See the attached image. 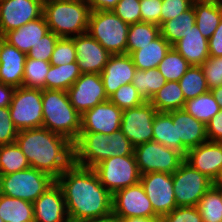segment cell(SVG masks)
<instances>
[{"label": "cell", "mask_w": 222, "mask_h": 222, "mask_svg": "<svg viewBox=\"0 0 222 222\" xmlns=\"http://www.w3.org/2000/svg\"><path fill=\"white\" fill-rule=\"evenodd\" d=\"M60 186L70 222L112 214V194L92 168L72 164L55 180Z\"/></svg>", "instance_id": "6da1fadb"}, {"label": "cell", "mask_w": 222, "mask_h": 222, "mask_svg": "<svg viewBox=\"0 0 222 222\" xmlns=\"http://www.w3.org/2000/svg\"><path fill=\"white\" fill-rule=\"evenodd\" d=\"M16 143L32 168L49 174L55 180L74 163L73 143L47 128L20 130Z\"/></svg>", "instance_id": "7a4b0ae2"}, {"label": "cell", "mask_w": 222, "mask_h": 222, "mask_svg": "<svg viewBox=\"0 0 222 222\" xmlns=\"http://www.w3.org/2000/svg\"><path fill=\"white\" fill-rule=\"evenodd\" d=\"M73 149L74 164L84 168H93L110 157L134 155V146L121 130L109 135L80 132Z\"/></svg>", "instance_id": "3957f363"}, {"label": "cell", "mask_w": 222, "mask_h": 222, "mask_svg": "<svg viewBox=\"0 0 222 222\" xmlns=\"http://www.w3.org/2000/svg\"><path fill=\"white\" fill-rule=\"evenodd\" d=\"M91 10L86 0H49L43 4V16L60 38H73L87 33Z\"/></svg>", "instance_id": "277c9868"}, {"label": "cell", "mask_w": 222, "mask_h": 222, "mask_svg": "<svg viewBox=\"0 0 222 222\" xmlns=\"http://www.w3.org/2000/svg\"><path fill=\"white\" fill-rule=\"evenodd\" d=\"M43 124L74 143L81 130V114L70 103L67 91L42 89Z\"/></svg>", "instance_id": "5b68a950"}, {"label": "cell", "mask_w": 222, "mask_h": 222, "mask_svg": "<svg viewBox=\"0 0 222 222\" xmlns=\"http://www.w3.org/2000/svg\"><path fill=\"white\" fill-rule=\"evenodd\" d=\"M129 26L112 10L91 11L87 33L111 55L126 54Z\"/></svg>", "instance_id": "8992f818"}, {"label": "cell", "mask_w": 222, "mask_h": 222, "mask_svg": "<svg viewBox=\"0 0 222 222\" xmlns=\"http://www.w3.org/2000/svg\"><path fill=\"white\" fill-rule=\"evenodd\" d=\"M55 182L49 174L28 168L8 175H0V194L33 203Z\"/></svg>", "instance_id": "52a82bcc"}, {"label": "cell", "mask_w": 222, "mask_h": 222, "mask_svg": "<svg viewBox=\"0 0 222 222\" xmlns=\"http://www.w3.org/2000/svg\"><path fill=\"white\" fill-rule=\"evenodd\" d=\"M100 183L113 194L140 182L141 174L135 155L110 157L92 168Z\"/></svg>", "instance_id": "ba28073f"}, {"label": "cell", "mask_w": 222, "mask_h": 222, "mask_svg": "<svg viewBox=\"0 0 222 222\" xmlns=\"http://www.w3.org/2000/svg\"><path fill=\"white\" fill-rule=\"evenodd\" d=\"M134 155L141 175L151 172L173 174L185 161L181 152L155 141L137 145Z\"/></svg>", "instance_id": "9c48e42d"}, {"label": "cell", "mask_w": 222, "mask_h": 222, "mask_svg": "<svg viewBox=\"0 0 222 222\" xmlns=\"http://www.w3.org/2000/svg\"><path fill=\"white\" fill-rule=\"evenodd\" d=\"M9 111L18 131L42 127V89L23 86L16 88Z\"/></svg>", "instance_id": "30bf717a"}, {"label": "cell", "mask_w": 222, "mask_h": 222, "mask_svg": "<svg viewBox=\"0 0 222 222\" xmlns=\"http://www.w3.org/2000/svg\"><path fill=\"white\" fill-rule=\"evenodd\" d=\"M172 179L177 207L197 206L202 196L214 184L186 161L172 174Z\"/></svg>", "instance_id": "8fae6325"}, {"label": "cell", "mask_w": 222, "mask_h": 222, "mask_svg": "<svg viewBox=\"0 0 222 222\" xmlns=\"http://www.w3.org/2000/svg\"><path fill=\"white\" fill-rule=\"evenodd\" d=\"M112 213L119 222L130 217L160 220L140 182L112 194Z\"/></svg>", "instance_id": "7c38bea8"}, {"label": "cell", "mask_w": 222, "mask_h": 222, "mask_svg": "<svg viewBox=\"0 0 222 222\" xmlns=\"http://www.w3.org/2000/svg\"><path fill=\"white\" fill-rule=\"evenodd\" d=\"M156 113L157 110L149 101L123 110L120 130L134 147L153 141V121Z\"/></svg>", "instance_id": "4fadbf2b"}, {"label": "cell", "mask_w": 222, "mask_h": 222, "mask_svg": "<svg viewBox=\"0 0 222 222\" xmlns=\"http://www.w3.org/2000/svg\"><path fill=\"white\" fill-rule=\"evenodd\" d=\"M140 183L152 203L154 213L160 219L177 207L172 174L162 172L147 173L141 175Z\"/></svg>", "instance_id": "5bb4252c"}, {"label": "cell", "mask_w": 222, "mask_h": 222, "mask_svg": "<svg viewBox=\"0 0 222 222\" xmlns=\"http://www.w3.org/2000/svg\"><path fill=\"white\" fill-rule=\"evenodd\" d=\"M41 0H0V37L43 16Z\"/></svg>", "instance_id": "9a60e30c"}, {"label": "cell", "mask_w": 222, "mask_h": 222, "mask_svg": "<svg viewBox=\"0 0 222 222\" xmlns=\"http://www.w3.org/2000/svg\"><path fill=\"white\" fill-rule=\"evenodd\" d=\"M67 93L70 103L81 115L97 104L109 100L100 74H81Z\"/></svg>", "instance_id": "2e32d148"}, {"label": "cell", "mask_w": 222, "mask_h": 222, "mask_svg": "<svg viewBox=\"0 0 222 222\" xmlns=\"http://www.w3.org/2000/svg\"><path fill=\"white\" fill-rule=\"evenodd\" d=\"M123 110L110 100L97 104L81 115L80 132H96L105 135L119 131Z\"/></svg>", "instance_id": "e0dca14e"}, {"label": "cell", "mask_w": 222, "mask_h": 222, "mask_svg": "<svg viewBox=\"0 0 222 222\" xmlns=\"http://www.w3.org/2000/svg\"><path fill=\"white\" fill-rule=\"evenodd\" d=\"M77 64L81 74H100L111 54L88 33L74 37Z\"/></svg>", "instance_id": "ac0fdd59"}, {"label": "cell", "mask_w": 222, "mask_h": 222, "mask_svg": "<svg viewBox=\"0 0 222 222\" xmlns=\"http://www.w3.org/2000/svg\"><path fill=\"white\" fill-rule=\"evenodd\" d=\"M185 161L214 182L222 169V142L207 140L189 149Z\"/></svg>", "instance_id": "d6986e66"}, {"label": "cell", "mask_w": 222, "mask_h": 222, "mask_svg": "<svg viewBox=\"0 0 222 222\" xmlns=\"http://www.w3.org/2000/svg\"><path fill=\"white\" fill-rule=\"evenodd\" d=\"M34 222H70L60 186L55 181L33 202Z\"/></svg>", "instance_id": "ffe728a7"}, {"label": "cell", "mask_w": 222, "mask_h": 222, "mask_svg": "<svg viewBox=\"0 0 222 222\" xmlns=\"http://www.w3.org/2000/svg\"><path fill=\"white\" fill-rule=\"evenodd\" d=\"M136 69L129 54L111 55L100 73L107 97L120 86L132 83Z\"/></svg>", "instance_id": "44dd1931"}, {"label": "cell", "mask_w": 222, "mask_h": 222, "mask_svg": "<svg viewBox=\"0 0 222 222\" xmlns=\"http://www.w3.org/2000/svg\"><path fill=\"white\" fill-rule=\"evenodd\" d=\"M173 124H176L177 140H181V153L186 156L187 151L206 142V125L196 120L184 108L172 111Z\"/></svg>", "instance_id": "7402d4cb"}, {"label": "cell", "mask_w": 222, "mask_h": 222, "mask_svg": "<svg viewBox=\"0 0 222 222\" xmlns=\"http://www.w3.org/2000/svg\"><path fill=\"white\" fill-rule=\"evenodd\" d=\"M26 58V53L0 37V82L21 87Z\"/></svg>", "instance_id": "603a6c76"}, {"label": "cell", "mask_w": 222, "mask_h": 222, "mask_svg": "<svg viewBox=\"0 0 222 222\" xmlns=\"http://www.w3.org/2000/svg\"><path fill=\"white\" fill-rule=\"evenodd\" d=\"M49 32L45 17L28 22L23 26L5 33L2 38L21 52L28 53L40 39Z\"/></svg>", "instance_id": "cb8c5ba5"}, {"label": "cell", "mask_w": 222, "mask_h": 222, "mask_svg": "<svg viewBox=\"0 0 222 222\" xmlns=\"http://www.w3.org/2000/svg\"><path fill=\"white\" fill-rule=\"evenodd\" d=\"M184 59L190 64L201 66L209 57L208 39L205 38L196 24L191 30L180 40L172 45Z\"/></svg>", "instance_id": "d4e9b609"}, {"label": "cell", "mask_w": 222, "mask_h": 222, "mask_svg": "<svg viewBox=\"0 0 222 222\" xmlns=\"http://www.w3.org/2000/svg\"><path fill=\"white\" fill-rule=\"evenodd\" d=\"M171 47L172 45L160 35L141 49L133 51L130 56L138 70H148L157 68Z\"/></svg>", "instance_id": "484cf974"}, {"label": "cell", "mask_w": 222, "mask_h": 222, "mask_svg": "<svg viewBox=\"0 0 222 222\" xmlns=\"http://www.w3.org/2000/svg\"><path fill=\"white\" fill-rule=\"evenodd\" d=\"M195 24L201 34L209 39L222 19V4L193 1Z\"/></svg>", "instance_id": "4316f807"}, {"label": "cell", "mask_w": 222, "mask_h": 222, "mask_svg": "<svg viewBox=\"0 0 222 222\" xmlns=\"http://www.w3.org/2000/svg\"><path fill=\"white\" fill-rule=\"evenodd\" d=\"M157 112H170L183 109L185 98L178 81H167L149 100Z\"/></svg>", "instance_id": "83f0119b"}, {"label": "cell", "mask_w": 222, "mask_h": 222, "mask_svg": "<svg viewBox=\"0 0 222 222\" xmlns=\"http://www.w3.org/2000/svg\"><path fill=\"white\" fill-rule=\"evenodd\" d=\"M33 203L0 194V217L4 222H34Z\"/></svg>", "instance_id": "f1b7e54d"}, {"label": "cell", "mask_w": 222, "mask_h": 222, "mask_svg": "<svg viewBox=\"0 0 222 222\" xmlns=\"http://www.w3.org/2000/svg\"><path fill=\"white\" fill-rule=\"evenodd\" d=\"M153 141L181 152V140H177L176 124L172 111L157 112L153 121Z\"/></svg>", "instance_id": "f546056e"}, {"label": "cell", "mask_w": 222, "mask_h": 222, "mask_svg": "<svg viewBox=\"0 0 222 222\" xmlns=\"http://www.w3.org/2000/svg\"><path fill=\"white\" fill-rule=\"evenodd\" d=\"M76 62L64 65H51L45 78V89L67 91L80 77Z\"/></svg>", "instance_id": "4dcf8cb0"}, {"label": "cell", "mask_w": 222, "mask_h": 222, "mask_svg": "<svg viewBox=\"0 0 222 222\" xmlns=\"http://www.w3.org/2000/svg\"><path fill=\"white\" fill-rule=\"evenodd\" d=\"M195 25V12L193 5L179 16L165 21L160 25L161 35L173 45L183 38Z\"/></svg>", "instance_id": "1f68e13d"}, {"label": "cell", "mask_w": 222, "mask_h": 222, "mask_svg": "<svg viewBox=\"0 0 222 222\" xmlns=\"http://www.w3.org/2000/svg\"><path fill=\"white\" fill-rule=\"evenodd\" d=\"M160 35L159 25L147 22L131 24L127 35L126 54L130 55L133 51L141 49Z\"/></svg>", "instance_id": "d6a6232c"}, {"label": "cell", "mask_w": 222, "mask_h": 222, "mask_svg": "<svg viewBox=\"0 0 222 222\" xmlns=\"http://www.w3.org/2000/svg\"><path fill=\"white\" fill-rule=\"evenodd\" d=\"M166 82L165 77L157 68H151L148 70L136 69L132 84L143 99L149 101Z\"/></svg>", "instance_id": "836d02e7"}, {"label": "cell", "mask_w": 222, "mask_h": 222, "mask_svg": "<svg viewBox=\"0 0 222 222\" xmlns=\"http://www.w3.org/2000/svg\"><path fill=\"white\" fill-rule=\"evenodd\" d=\"M184 110L206 125L221 109L211 91H208L205 94L186 100Z\"/></svg>", "instance_id": "e575fe53"}, {"label": "cell", "mask_w": 222, "mask_h": 222, "mask_svg": "<svg viewBox=\"0 0 222 222\" xmlns=\"http://www.w3.org/2000/svg\"><path fill=\"white\" fill-rule=\"evenodd\" d=\"M30 167L16 142L0 146V175H8Z\"/></svg>", "instance_id": "d590c367"}, {"label": "cell", "mask_w": 222, "mask_h": 222, "mask_svg": "<svg viewBox=\"0 0 222 222\" xmlns=\"http://www.w3.org/2000/svg\"><path fill=\"white\" fill-rule=\"evenodd\" d=\"M203 222H222V189L214 184L197 204Z\"/></svg>", "instance_id": "8d00e7d4"}, {"label": "cell", "mask_w": 222, "mask_h": 222, "mask_svg": "<svg viewBox=\"0 0 222 222\" xmlns=\"http://www.w3.org/2000/svg\"><path fill=\"white\" fill-rule=\"evenodd\" d=\"M178 82L185 100L195 98L210 91L201 66L191 65Z\"/></svg>", "instance_id": "74e56055"}, {"label": "cell", "mask_w": 222, "mask_h": 222, "mask_svg": "<svg viewBox=\"0 0 222 222\" xmlns=\"http://www.w3.org/2000/svg\"><path fill=\"white\" fill-rule=\"evenodd\" d=\"M191 65L173 47L166 53L157 69L163 74L166 81H179Z\"/></svg>", "instance_id": "f35d334b"}, {"label": "cell", "mask_w": 222, "mask_h": 222, "mask_svg": "<svg viewBox=\"0 0 222 222\" xmlns=\"http://www.w3.org/2000/svg\"><path fill=\"white\" fill-rule=\"evenodd\" d=\"M50 66V61L26 58L22 86L45 89V78Z\"/></svg>", "instance_id": "ab89813d"}, {"label": "cell", "mask_w": 222, "mask_h": 222, "mask_svg": "<svg viewBox=\"0 0 222 222\" xmlns=\"http://www.w3.org/2000/svg\"><path fill=\"white\" fill-rule=\"evenodd\" d=\"M109 100L121 110L137 107L145 102L132 83L120 86Z\"/></svg>", "instance_id": "60d3db41"}, {"label": "cell", "mask_w": 222, "mask_h": 222, "mask_svg": "<svg viewBox=\"0 0 222 222\" xmlns=\"http://www.w3.org/2000/svg\"><path fill=\"white\" fill-rule=\"evenodd\" d=\"M76 50L73 38H59L55 44L50 64L64 65L71 62H76Z\"/></svg>", "instance_id": "b9f144b4"}, {"label": "cell", "mask_w": 222, "mask_h": 222, "mask_svg": "<svg viewBox=\"0 0 222 222\" xmlns=\"http://www.w3.org/2000/svg\"><path fill=\"white\" fill-rule=\"evenodd\" d=\"M60 37L52 31L46 33L27 53V58L50 61L56 42Z\"/></svg>", "instance_id": "7bdbcfd3"}, {"label": "cell", "mask_w": 222, "mask_h": 222, "mask_svg": "<svg viewBox=\"0 0 222 222\" xmlns=\"http://www.w3.org/2000/svg\"><path fill=\"white\" fill-rule=\"evenodd\" d=\"M209 90L222 85V56H209L201 65Z\"/></svg>", "instance_id": "ee69618b"}, {"label": "cell", "mask_w": 222, "mask_h": 222, "mask_svg": "<svg viewBox=\"0 0 222 222\" xmlns=\"http://www.w3.org/2000/svg\"><path fill=\"white\" fill-rule=\"evenodd\" d=\"M112 11L129 25L141 22L140 0H120Z\"/></svg>", "instance_id": "f6af8a7d"}, {"label": "cell", "mask_w": 222, "mask_h": 222, "mask_svg": "<svg viewBox=\"0 0 222 222\" xmlns=\"http://www.w3.org/2000/svg\"><path fill=\"white\" fill-rule=\"evenodd\" d=\"M18 132L10 117L9 107H0V146L15 143Z\"/></svg>", "instance_id": "bcb514c9"}, {"label": "cell", "mask_w": 222, "mask_h": 222, "mask_svg": "<svg viewBox=\"0 0 222 222\" xmlns=\"http://www.w3.org/2000/svg\"><path fill=\"white\" fill-rule=\"evenodd\" d=\"M160 222H203L197 206L176 207L160 219Z\"/></svg>", "instance_id": "7dc6e473"}, {"label": "cell", "mask_w": 222, "mask_h": 222, "mask_svg": "<svg viewBox=\"0 0 222 222\" xmlns=\"http://www.w3.org/2000/svg\"><path fill=\"white\" fill-rule=\"evenodd\" d=\"M194 0H162L160 25L188 10Z\"/></svg>", "instance_id": "c3c4849f"}, {"label": "cell", "mask_w": 222, "mask_h": 222, "mask_svg": "<svg viewBox=\"0 0 222 222\" xmlns=\"http://www.w3.org/2000/svg\"><path fill=\"white\" fill-rule=\"evenodd\" d=\"M162 0H140L141 22L160 26Z\"/></svg>", "instance_id": "681fc988"}, {"label": "cell", "mask_w": 222, "mask_h": 222, "mask_svg": "<svg viewBox=\"0 0 222 222\" xmlns=\"http://www.w3.org/2000/svg\"><path fill=\"white\" fill-rule=\"evenodd\" d=\"M208 141L222 142V109L206 124Z\"/></svg>", "instance_id": "f907efd6"}, {"label": "cell", "mask_w": 222, "mask_h": 222, "mask_svg": "<svg viewBox=\"0 0 222 222\" xmlns=\"http://www.w3.org/2000/svg\"><path fill=\"white\" fill-rule=\"evenodd\" d=\"M209 56H222V19L214 31L213 35L208 39Z\"/></svg>", "instance_id": "816d5d0a"}, {"label": "cell", "mask_w": 222, "mask_h": 222, "mask_svg": "<svg viewBox=\"0 0 222 222\" xmlns=\"http://www.w3.org/2000/svg\"><path fill=\"white\" fill-rule=\"evenodd\" d=\"M120 0H86L91 11L113 10Z\"/></svg>", "instance_id": "f5cc1de1"}, {"label": "cell", "mask_w": 222, "mask_h": 222, "mask_svg": "<svg viewBox=\"0 0 222 222\" xmlns=\"http://www.w3.org/2000/svg\"><path fill=\"white\" fill-rule=\"evenodd\" d=\"M15 87L0 82V107H9Z\"/></svg>", "instance_id": "db71d44e"}, {"label": "cell", "mask_w": 222, "mask_h": 222, "mask_svg": "<svg viewBox=\"0 0 222 222\" xmlns=\"http://www.w3.org/2000/svg\"><path fill=\"white\" fill-rule=\"evenodd\" d=\"M78 222H119L118 218L112 213L103 218L86 219Z\"/></svg>", "instance_id": "11a10c76"}, {"label": "cell", "mask_w": 222, "mask_h": 222, "mask_svg": "<svg viewBox=\"0 0 222 222\" xmlns=\"http://www.w3.org/2000/svg\"><path fill=\"white\" fill-rule=\"evenodd\" d=\"M211 93L213 94L215 100L217 101V103L220 106V109H222V85L219 87H216L212 90H210Z\"/></svg>", "instance_id": "9f6ffc18"}, {"label": "cell", "mask_w": 222, "mask_h": 222, "mask_svg": "<svg viewBox=\"0 0 222 222\" xmlns=\"http://www.w3.org/2000/svg\"><path fill=\"white\" fill-rule=\"evenodd\" d=\"M120 222H160V220L142 218V217H130L127 219H123Z\"/></svg>", "instance_id": "6f0895ef"}, {"label": "cell", "mask_w": 222, "mask_h": 222, "mask_svg": "<svg viewBox=\"0 0 222 222\" xmlns=\"http://www.w3.org/2000/svg\"><path fill=\"white\" fill-rule=\"evenodd\" d=\"M214 185L218 187L219 189H222V169L218 178L214 181Z\"/></svg>", "instance_id": "680465c9"}, {"label": "cell", "mask_w": 222, "mask_h": 222, "mask_svg": "<svg viewBox=\"0 0 222 222\" xmlns=\"http://www.w3.org/2000/svg\"><path fill=\"white\" fill-rule=\"evenodd\" d=\"M194 1L222 4V0H194Z\"/></svg>", "instance_id": "91938a15"}]
</instances>
